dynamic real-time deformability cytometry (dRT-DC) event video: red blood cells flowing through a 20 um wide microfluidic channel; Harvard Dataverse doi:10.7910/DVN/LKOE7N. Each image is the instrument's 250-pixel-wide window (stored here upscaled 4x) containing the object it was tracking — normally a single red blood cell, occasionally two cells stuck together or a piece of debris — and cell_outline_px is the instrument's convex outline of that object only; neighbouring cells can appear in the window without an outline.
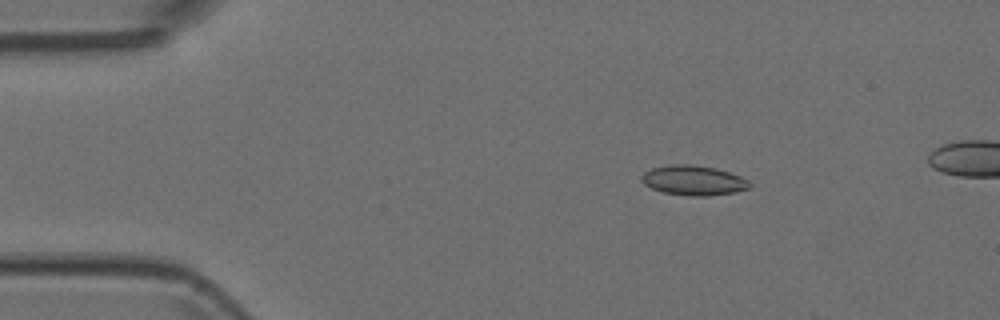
{"species": "Egyptian fruit bat (a non-hibernating species)", "species_latin": "Rousettus aegyptiacus", "temperature_condition": "room temperature", "stored_images_in_passage": 5, "camera_frame_rate_fps": 3000, "um_per_image_px": 0.085, "animal": {"sex": "female"}, "frame": {"image": 1, "passage_image": 3, "time_ms": 0.667, "image_size_px": [1000, 320], "cell_outline_px": [[752, 188], [736, 192], [708, 196], [688, 196], [664, 192], [652, 188], [644, 184], [640, 180], [640, 176], [644, 172], [652, 168], [672, 164], [688, 164], [716, 168], [740, 176], [748, 180], [752, 184]], "centroid_in_image_um": [58.96, 15.34], "position_along_channel_um": 26.0, "area_um2": 18.9}}